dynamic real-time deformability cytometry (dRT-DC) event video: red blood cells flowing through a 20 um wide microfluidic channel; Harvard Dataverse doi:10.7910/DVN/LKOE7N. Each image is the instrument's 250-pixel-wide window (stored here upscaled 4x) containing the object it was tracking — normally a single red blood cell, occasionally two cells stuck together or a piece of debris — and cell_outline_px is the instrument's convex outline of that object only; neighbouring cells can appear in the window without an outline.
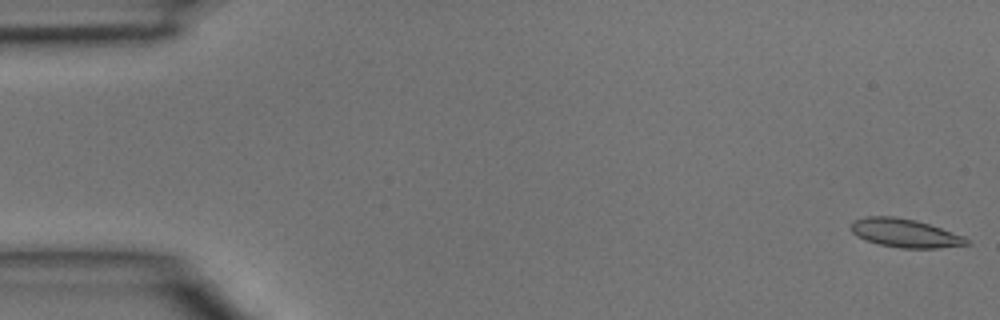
{"species": "common noctule bat (a hibernating species)", "species_latin": "Nyctalus noctula", "temperature_condition": "room temperature", "stored_images_in_passage": 46, "camera_frame_rate_fps": 3000, "um_per_image_px": 0.085, "animal": {"sex": "male", "body_mass_g": 15.6}, "frame": {"image": 1, "passage_image": 1, "time_ms": 0.0, "image_size_px": [1000, 320], "cell_outline_px": [[972, 244], [940, 248], [900, 248], [880, 244], [864, 240], [856, 236], [852, 232], [848, 224], [852, 220], [868, 216], [892, 216], [916, 220], [964, 236]], "centroid_in_image_um": [76.88, 19.81], "position_along_channel_um": 8.1, "area_um2": 19.36}}
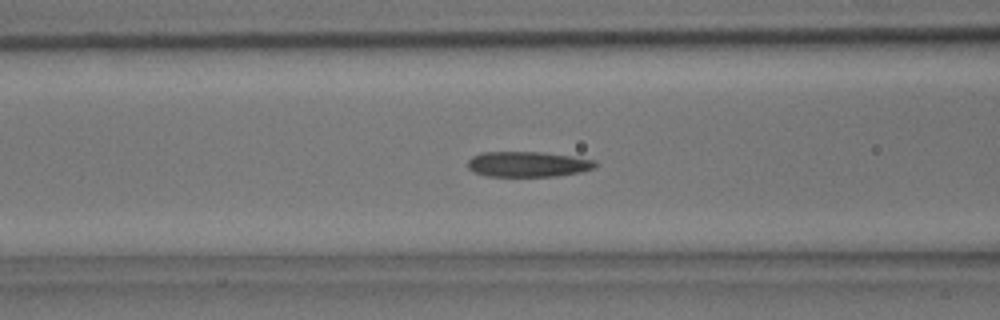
{"frame": {"image": 2, "passage_image": 18, "time_ms": 5.667, "image_size_px": [1000, 320], "cell_outline_px": [[596, 168], [580, 172], [556, 176], [484, 176], [472, 172], [468, 168], [468, 160], [472, 156], [480, 152], [544, 152], [572, 156], [596, 160]], "centroid_in_image_um": [44.85, 13.95], "position_along_channel_um": 121.8, "area_um2": 19.07}}
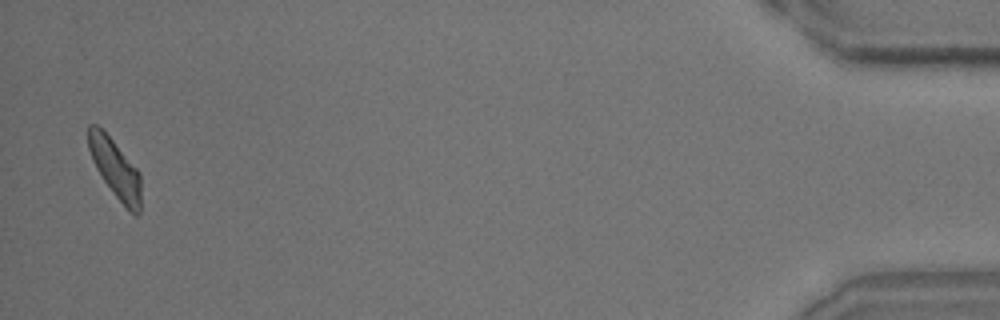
{"frame": {"image": 3, "passage_image": 45, "time_ms": 14.667, "image_size_px": [1000, 320], "cell_outline_px": [[140, 212], [136, 216], [116, 196], [104, 180], [96, 168], [92, 160], [88, 148], [88, 124], [96, 124], [112, 140], [140, 172]], "centroid_in_image_um": [9.78, 14.3], "position_along_channel_um": 425.4, "area_um2": 17.51}}